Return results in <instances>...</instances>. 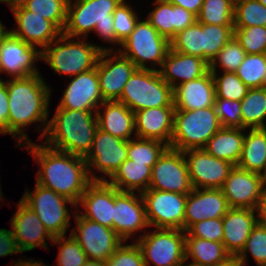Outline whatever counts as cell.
I'll use <instances>...</instances> for the list:
<instances>
[{"mask_svg": "<svg viewBox=\"0 0 266 266\" xmlns=\"http://www.w3.org/2000/svg\"><path fill=\"white\" fill-rule=\"evenodd\" d=\"M7 91L9 135L14 138L19 147H22L23 142V144L32 142L28 138L25 129L32 124L40 122L41 126L38 124L35 126L40 131L38 138L43 141L50 114L49 104L52 89L44 81L42 74H35L24 78H10L7 80Z\"/></svg>", "mask_w": 266, "mask_h": 266, "instance_id": "obj_1", "label": "cell"}, {"mask_svg": "<svg viewBox=\"0 0 266 266\" xmlns=\"http://www.w3.org/2000/svg\"><path fill=\"white\" fill-rule=\"evenodd\" d=\"M22 144L40 166L36 183L53 190L78 205L87 186L92 182L84 157L54 150L46 145Z\"/></svg>", "mask_w": 266, "mask_h": 266, "instance_id": "obj_2", "label": "cell"}, {"mask_svg": "<svg viewBox=\"0 0 266 266\" xmlns=\"http://www.w3.org/2000/svg\"><path fill=\"white\" fill-rule=\"evenodd\" d=\"M97 111L55 109L48 120L44 145L57 151L85 157L98 129Z\"/></svg>", "mask_w": 266, "mask_h": 266, "instance_id": "obj_3", "label": "cell"}, {"mask_svg": "<svg viewBox=\"0 0 266 266\" xmlns=\"http://www.w3.org/2000/svg\"><path fill=\"white\" fill-rule=\"evenodd\" d=\"M121 1L69 0L62 34L72 38H87L90 32H94L103 43L115 45L119 50L121 43L114 32L113 12Z\"/></svg>", "mask_w": 266, "mask_h": 266, "instance_id": "obj_4", "label": "cell"}, {"mask_svg": "<svg viewBox=\"0 0 266 266\" xmlns=\"http://www.w3.org/2000/svg\"><path fill=\"white\" fill-rule=\"evenodd\" d=\"M103 51H117L85 41V38H72L61 34L42 50V59L59 75L67 78L96 68Z\"/></svg>", "mask_w": 266, "mask_h": 266, "instance_id": "obj_5", "label": "cell"}, {"mask_svg": "<svg viewBox=\"0 0 266 266\" xmlns=\"http://www.w3.org/2000/svg\"><path fill=\"white\" fill-rule=\"evenodd\" d=\"M132 112L153 107H175L173 88L162 79L159 71L136 69L118 100Z\"/></svg>", "mask_w": 266, "mask_h": 266, "instance_id": "obj_6", "label": "cell"}, {"mask_svg": "<svg viewBox=\"0 0 266 266\" xmlns=\"http://www.w3.org/2000/svg\"><path fill=\"white\" fill-rule=\"evenodd\" d=\"M214 107L197 110H176L170 148L185 151L201 149L221 128Z\"/></svg>", "mask_w": 266, "mask_h": 266, "instance_id": "obj_7", "label": "cell"}, {"mask_svg": "<svg viewBox=\"0 0 266 266\" xmlns=\"http://www.w3.org/2000/svg\"><path fill=\"white\" fill-rule=\"evenodd\" d=\"M169 49L170 42L146 19H139L134 31L121 43L118 51L130 59L137 69L159 71L157 67L162 66Z\"/></svg>", "mask_w": 266, "mask_h": 266, "instance_id": "obj_8", "label": "cell"}, {"mask_svg": "<svg viewBox=\"0 0 266 266\" xmlns=\"http://www.w3.org/2000/svg\"><path fill=\"white\" fill-rule=\"evenodd\" d=\"M20 200L37 214L53 237L65 236L70 228L71 213L66 205H72L77 210L74 202L37 183L33 192L25 189Z\"/></svg>", "mask_w": 266, "mask_h": 266, "instance_id": "obj_9", "label": "cell"}, {"mask_svg": "<svg viewBox=\"0 0 266 266\" xmlns=\"http://www.w3.org/2000/svg\"><path fill=\"white\" fill-rule=\"evenodd\" d=\"M138 236L133 240L141 249L145 266H180L185 259L186 232L181 229L154 228Z\"/></svg>", "mask_w": 266, "mask_h": 266, "instance_id": "obj_10", "label": "cell"}, {"mask_svg": "<svg viewBox=\"0 0 266 266\" xmlns=\"http://www.w3.org/2000/svg\"><path fill=\"white\" fill-rule=\"evenodd\" d=\"M128 157V141L97 129L91 149L84 157L92 181H107ZM102 176L95 175L96 171Z\"/></svg>", "mask_w": 266, "mask_h": 266, "instance_id": "obj_11", "label": "cell"}, {"mask_svg": "<svg viewBox=\"0 0 266 266\" xmlns=\"http://www.w3.org/2000/svg\"><path fill=\"white\" fill-rule=\"evenodd\" d=\"M141 196L150 228L184 231L187 194L147 189Z\"/></svg>", "mask_w": 266, "mask_h": 266, "instance_id": "obj_12", "label": "cell"}, {"mask_svg": "<svg viewBox=\"0 0 266 266\" xmlns=\"http://www.w3.org/2000/svg\"><path fill=\"white\" fill-rule=\"evenodd\" d=\"M73 212L77 227H73L70 234L88 259L107 261L124 241L112 228L83 218L78 210Z\"/></svg>", "mask_w": 266, "mask_h": 266, "instance_id": "obj_13", "label": "cell"}, {"mask_svg": "<svg viewBox=\"0 0 266 266\" xmlns=\"http://www.w3.org/2000/svg\"><path fill=\"white\" fill-rule=\"evenodd\" d=\"M149 189L188 194L193 190L182 151L168 147L154 164Z\"/></svg>", "mask_w": 266, "mask_h": 266, "instance_id": "obj_14", "label": "cell"}, {"mask_svg": "<svg viewBox=\"0 0 266 266\" xmlns=\"http://www.w3.org/2000/svg\"><path fill=\"white\" fill-rule=\"evenodd\" d=\"M41 59L42 51L38 47L25 43L11 32L0 43V73L12 79L41 74L36 66V61Z\"/></svg>", "mask_w": 266, "mask_h": 266, "instance_id": "obj_15", "label": "cell"}, {"mask_svg": "<svg viewBox=\"0 0 266 266\" xmlns=\"http://www.w3.org/2000/svg\"><path fill=\"white\" fill-rule=\"evenodd\" d=\"M136 194V195H135ZM113 230L124 241L150 228L141 193L121 192L114 187Z\"/></svg>", "mask_w": 266, "mask_h": 266, "instance_id": "obj_16", "label": "cell"}, {"mask_svg": "<svg viewBox=\"0 0 266 266\" xmlns=\"http://www.w3.org/2000/svg\"><path fill=\"white\" fill-rule=\"evenodd\" d=\"M96 69L104 101H115L121 98L124 86L137 68L117 50L101 52Z\"/></svg>", "mask_w": 266, "mask_h": 266, "instance_id": "obj_17", "label": "cell"}, {"mask_svg": "<svg viewBox=\"0 0 266 266\" xmlns=\"http://www.w3.org/2000/svg\"><path fill=\"white\" fill-rule=\"evenodd\" d=\"M266 189L263 175L243 170L237 166L230 171L221 190L230 208H251L256 210Z\"/></svg>", "mask_w": 266, "mask_h": 266, "instance_id": "obj_18", "label": "cell"}, {"mask_svg": "<svg viewBox=\"0 0 266 266\" xmlns=\"http://www.w3.org/2000/svg\"><path fill=\"white\" fill-rule=\"evenodd\" d=\"M183 154L193 188L221 189L235 166L231 162L213 157L204 148L188 149Z\"/></svg>", "mask_w": 266, "mask_h": 266, "instance_id": "obj_19", "label": "cell"}, {"mask_svg": "<svg viewBox=\"0 0 266 266\" xmlns=\"http://www.w3.org/2000/svg\"><path fill=\"white\" fill-rule=\"evenodd\" d=\"M67 84L57 108L97 111L104 102L99 86L97 69L76 76Z\"/></svg>", "mask_w": 266, "mask_h": 266, "instance_id": "obj_20", "label": "cell"}, {"mask_svg": "<svg viewBox=\"0 0 266 266\" xmlns=\"http://www.w3.org/2000/svg\"><path fill=\"white\" fill-rule=\"evenodd\" d=\"M11 11L17 28L9 29L10 32L25 43L39 47L41 51L62 34L52 21L29 12L23 6L15 7Z\"/></svg>", "mask_w": 266, "mask_h": 266, "instance_id": "obj_21", "label": "cell"}, {"mask_svg": "<svg viewBox=\"0 0 266 266\" xmlns=\"http://www.w3.org/2000/svg\"><path fill=\"white\" fill-rule=\"evenodd\" d=\"M229 209L221 189L193 188L187 194L184 231L204 219L223 218Z\"/></svg>", "mask_w": 266, "mask_h": 266, "instance_id": "obj_22", "label": "cell"}, {"mask_svg": "<svg viewBox=\"0 0 266 266\" xmlns=\"http://www.w3.org/2000/svg\"><path fill=\"white\" fill-rule=\"evenodd\" d=\"M11 230L22 252L31 251L37 247L48 249L46 237L52 241L54 237L41 223L37 214L21 200L10 221Z\"/></svg>", "mask_w": 266, "mask_h": 266, "instance_id": "obj_23", "label": "cell"}, {"mask_svg": "<svg viewBox=\"0 0 266 266\" xmlns=\"http://www.w3.org/2000/svg\"><path fill=\"white\" fill-rule=\"evenodd\" d=\"M76 207H83V218L113 229L114 186L107 181H92Z\"/></svg>", "mask_w": 266, "mask_h": 266, "instance_id": "obj_24", "label": "cell"}, {"mask_svg": "<svg viewBox=\"0 0 266 266\" xmlns=\"http://www.w3.org/2000/svg\"><path fill=\"white\" fill-rule=\"evenodd\" d=\"M175 107H153L134 112L136 137L154 139L170 146Z\"/></svg>", "mask_w": 266, "mask_h": 266, "instance_id": "obj_25", "label": "cell"}, {"mask_svg": "<svg viewBox=\"0 0 266 266\" xmlns=\"http://www.w3.org/2000/svg\"><path fill=\"white\" fill-rule=\"evenodd\" d=\"M209 71V64L202 58L168 50L159 70L162 79L172 88L195 80Z\"/></svg>", "mask_w": 266, "mask_h": 266, "instance_id": "obj_26", "label": "cell"}, {"mask_svg": "<svg viewBox=\"0 0 266 266\" xmlns=\"http://www.w3.org/2000/svg\"><path fill=\"white\" fill-rule=\"evenodd\" d=\"M222 220V243L231 256H237L257 224V212L251 208H230Z\"/></svg>", "mask_w": 266, "mask_h": 266, "instance_id": "obj_27", "label": "cell"}, {"mask_svg": "<svg viewBox=\"0 0 266 266\" xmlns=\"http://www.w3.org/2000/svg\"><path fill=\"white\" fill-rule=\"evenodd\" d=\"M152 4L155 8L147 14L146 20L169 42L178 32L197 21L193 13L167 0H155Z\"/></svg>", "mask_w": 266, "mask_h": 266, "instance_id": "obj_28", "label": "cell"}, {"mask_svg": "<svg viewBox=\"0 0 266 266\" xmlns=\"http://www.w3.org/2000/svg\"><path fill=\"white\" fill-rule=\"evenodd\" d=\"M176 110H197L214 106L215 82L209 70L202 77L187 81L173 88Z\"/></svg>", "mask_w": 266, "mask_h": 266, "instance_id": "obj_29", "label": "cell"}, {"mask_svg": "<svg viewBox=\"0 0 266 266\" xmlns=\"http://www.w3.org/2000/svg\"><path fill=\"white\" fill-rule=\"evenodd\" d=\"M96 118L98 129L112 136L127 141L136 137L134 112L118 100L104 101L97 109Z\"/></svg>", "mask_w": 266, "mask_h": 266, "instance_id": "obj_30", "label": "cell"}, {"mask_svg": "<svg viewBox=\"0 0 266 266\" xmlns=\"http://www.w3.org/2000/svg\"><path fill=\"white\" fill-rule=\"evenodd\" d=\"M245 128L221 127L204 149L213 157L237 166L244 144Z\"/></svg>", "mask_w": 266, "mask_h": 266, "instance_id": "obj_31", "label": "cell"}, {"mask_svg": "<svg viewBox=\"0 0 266 266\" xmlns=\"http://www.w3.org/2000/svg\"><path fill=\"white\" fill-rule=\"evenodd\" d=\"M151 171L146 164L126 159L107 182L121 192L142 193L149 189Z\"/></svg>", "mask_w": 266, "mask_h": 266, "instance_id": "obj_32", "label": "cell"}, {"mask_svg": "<svg viewBox=\"0 0 266 266\" xmlns=\"http://www.w3.org/2000/svg\"><path fill=\"white\" fill-rule=\"evenodd\" d=\"M237 167L263 176L266 175V128L250 129L245 133Z\"/></svg>", "mask_w": 266, "mask_h": 266, "instance_id": "obj_33", "label": "cell"}, {"mask_svg": "<svg viewBox=\"0 0 266 266\" xmlns=\"http://www.w3.org/2000/svg\"><path fill=\"white\" fill-rule=\"evenodd\" d=\"M231 256L222 242L203 240L197 237L185 238V259L208 266H215Z\"/></svg>", "mask_w": 266, "mask_h": 266, "instance_id": "obj_34", "label": "cell"}, {"mask_svg": "<svg viewBox=\"0 0 266 266\" xmlns=\"http://www.w3.org/2000/svg\"><path fill=\"white\" fill-rule=\"evenodd\" d=\"M240 102L242 128H266V88H249Z\"/></svg>", "mask_w": 266, "mask_h": 266, "instance_id": "obj_35", "label": "cell"}, {"mask_svg": "<svg viewBox=\"0 0 266 266\" xmlns=\"http://www.w3.org/2000/svg\"><path fill=\"white\" fill-rule=\"evenodd\" d=\"M203 59L210 64L218 52L234 37V25L202 24Z\"/></svg>", "mask_w": 266, "mask_h": 266, "instance_id": "obj_36", "label": "cell"}, {"mask_svg": "<svg viewBox=\"0 0 266 266\" xmlns=\"http://www.w3.org/2000/svg\"><path fill=\"white\" fill-rule=\"evenodd\" d=\"M168 147L167 144L158 140L135 137L128 140L127 159L152 168Z\"/></svg>", "mask_w": 266, "mask_h": 266, "instance_id": "obj_37", "label": "cell"}, {"mask_svg": "<svg viewBox=\"0 0 266 266\" xmlns=\"http://www.w3.org/2000/svg\"><path fill=\"white\" fill-rule=\"evenodd\" d=\"M235 3L231 0H204L197 22L214 25H234Z\"/></svg>", "mask_w": 266, "mask_h": 266, "instance_id": "obj_38", "label": "cell"}, {"mask_svg": "<svg viewBox=\"0 0 266 266\" xmlns=\"http://www.w3.org/2000/svg\"><path fill=\"white\" fill-rule=\"evenodd\" d=\"M170 48L176 52L203 59L202 23L196 21L192 26L178 32L170 41Z\"/></svg>", "mask_w": 266, "mask_h": 266, "instance_id": "obj_39", "label": "cell"}, {"mask_svg": "<svg viewBox=\"0 0 266 266\" xmlns=\"http://www.w3.org/2000/svg\"><path fill=\"white\" fill-rule=\"evenodd\" d=\"M69 0H27L22 6L29 12L52 21L61 31L66 23Z\"/></svg>", "mask_w": 266, "mask_h": 266, "instance_id": "obj_40", "label": "cell"}, {"mask_svg": "<svg viewBox=\"0 0 266 266\" xmlns=\"http://www.w3.org/2000/svg\"><path fill=\"white\" fill-rule=\"evenodd\" d=\"M266 27V6L258 0H241L235 3L234 28Z\"/></svg>", "mask_w": 266, "mask_h": 266, "instance_id": "obj_41", "label": "cell"}, {"mask_svg": "<svg viewBox=\"0 0 266 266\" xmlns=\"http://www.w3.org/2000/svg\"><path fill=\"white\" fill-rule=\"evenodd\" d=\"M266 72V54H247L235 71L248 88H261Z\"/></svg>", "mask_w": 266, "mask_h": 266, "instance_id": "obj_42", "label": "cell"}, {"mask_svg": "<svg viewBox=\"0 0 266 266\" xmlns=\"http://www.w3.org/2000/svg\"><path fill=\"white\" fill-rule=\"evenodd\" d=\"M211 73L215 82V98L241 101L247 95L249 88L235 72L218 73V71H211Z\"/></svg>", "mask_w": 266, "mask_h": 266, "instance_id": "obj_43", "label": "cell"}, {"mask_svg": "<svg viewBox=\"0 0 266 266\" xmlns=\"http://www.w3.org/2000/svg\"><path fill=\"white\" fill-rule=\"evenodd\" d=\"M246 55L247 53L235 37H232L211 61L209 70L220 71L218 68H221V72H235L244 61Z\"/></svg>", "mask_w": 266, "mask_h": 266, "instance_id": "obj_44", "label": "cell"}, {"mask_svg": "<svg viewBox=\"0 0 266 266\" xmlns=\"http://www.w3.org/2000/svg\"><path fill=\"white\" fill-rule=\"evenodd\" d=\"M248 252L254 258L257 266H266V226L257 223L243 249L237 255L244 265L248 263Z\"/></svg>", "mask_w": 266, "mask_h": 266, "instance_id": "obj_45", "label": "cell"}, {"mask_svg": "<svg viewBox=\"0 0 266 266\" xmlns=\"http://www.w3.org/2000/svg\"><path fill=\"white\" fill-rule=\"evenodd\" d=\"M68 238V239H67ZM51 244H57V266H81L87 261V255L70 234L68 237L57 236L51 241Z\"/></svg>", "mask_w": 266, "mask_h": 266, "instance_id": "obj_46", "label": "cell"}, {"mask_svg": "<svg viewBox=\"0 0 266 266\" xmlns=\"http://www.w3.org/2000/svg\"><path fill=\"white\" fill-rule=\"evenodd\" d=\"M234 37L247 54H266V27L234 28Z\"/></svg>", "mask_w": 266, "mask_h": 266, "instance_id": "obj_47", "label": "cell"}, {"mask_svg": "<svg viewBox=\"0 0 266 266\" xmlns=\"http://www.w3.org/2000/svg\"><path fill=\"white\" fill-rule=\"evenodd\" d=\"M138 13L126 0H122L113 12V28L116 39L122 43L135 29Z\"/></svg>", "mask_w": 266, "mask_h": 266, "instance_id": "obj_48", "label": "cell"}, {"mask_svg": "<svg viewBox=\"0 0 266 266\" xmlns=\"http://www.w3.org/2000/svg\"><path fill=\"white\" fill-rule=\"evenodd\" d=\"M213 107L222 127L242 128L240 101L215 98Z\"/></svg>", "mask_w": 266, "mask_h": 266, "instance_id": "obj_49", "label": "cell"}, {"mask_svg": "<svg viewBox=\"0 0 266 266\" xmlns=\"http://www.w3.org/2000/svg\"><path fill=\"white\" fill-rule=\"evenodd\" d=\"M107 259L106 266H145L140 247L133 241V244H124Z\"/></svg>", "mask_w": 266, "mask_h": 266, "instance_id": "obj_50", "label": "cell"}, {"mask_svg": "<svg viewBox=\"0 0 266 266\" xmlns=\"http://www.w3.org/2000/svg\"><path fill=\"white\" fill-rule=\"evenodd\" d=\"M185 232L186 237L222 242L223 220L222 218L204 219L191 225Z\"/></svg>", "mask_w": 266, "mask_h": 266, "instance_id": "obj_51", "label": "cell"}, {"mask_svg": "<svg viewBox=\"0 0 266 266\" xmlns=\"http://www.w3.org/2000/svg\"><path fill=\"white\" fill-rule=\"evenodd\" d=\"M17 253L23 252L20 250L12 230L0 228V258Z\"/></svg>", "mask_w": 266, "mask_h": 266, "instance_id": "obj_52", "label": "cell"}, {"mask_svg": "<svg viewBox=\"0 0 266 266\" xmlns=\"http://www.w3.org/2000/svg\"><path fill=\"white\" fill-rule=\"evenodd\" d=\"M9 103L7 81L0 79V134H8Z\"/></svg>", "mask_w": 266, "mask_h": 266, "instance_id": "obj_53", "label": "cell"}, {"mask_svg": "<svg viewBox=\"0 0 266 266\" xmlns=\"http://www.w3.org/2000/svg\"><path fill=\"white\" fill-rule=\"evenodd\" d=\"M173 5L183 7L189 12L193 13L196 17L198 16L204 0H167Z\"/></svg>", "mask_w": 266, "mask_h": 266, "instance_id": "obj_54", "label": "cell"}, {"mask_svg": "<svg viewBox=\"0 0 266 266\" xmlns=\"http://www.w3.org/2000/svg\"><path fill=\"white\" fill-rule=\"evenodd\" d=\"M256 212L257 223L266 226V189L258 202Z\"/></svg>", "mask_w": 266, "mask_h": 266, "instance_id": "obj_55", "label": "cell"}, {"mask_svg": "<svg viewBox=\"0 0 266 266\" xmlns=\"http://www.w3.org/2000/svg\"><path fill=\"white\" fill-rule=\"evenodd\" d=\"M39 259L35 260H31V258L29 259H23L22 257L20 259H18L17 262H14L13 266H49L47 265L45 262L43 261H38Z\"/></svg>", "mask_w": 266, "mask_h": 266, "instance_id": "obj_56", "label": "cell"}, {"mask_svg": "<svg viewBox=\"0 0 266 266\" xmlns=\"http://www.w3.org/2000/svg\"><path fill=\"white\" fill-rule=\"evenodd\" d=\"M215 266H245L237 256H229L225 261Z\"/></svg>", "mask_w": 266, "mask_h": 266, "instance_id": "obj_57", "label": "cell"}, {"mask_svg": "<svg viewBox=\"0 0 266 266\" xmlns=\"http://www.w3.org/2000/svg\"><path fill=\"white\" fill-rule=\"evenodd\" d=\"M27 0H0L2 3L8 4L9 9L22 6Z\"/></svg>", "mask_w": 266, "mask_h": 266, "instance_id": "obj_58", "label": "cell"}, {"mask_svg": "<svg viewBox=\"0 0 266 266\" xmlns=\"http://www.w3.org/2000/svg\"><path fill=\"white\" fill-rule=\"evenodd\" d=\"M81 266H106V261L87 259Z\"/></svg>", "mask_w": 266, "mask_h": 266, "instance_id": "obj_59", "label": "cell"}, {"mask_svg": "<svg viewBox=\"0 0 266 266\" xmlns=\"http://www.w3.org/2000/svg\"><path fill=\"white\" fill-rule=\"evenodd\" d=\"M9 32L10 30H7L5 25L2 24V21H0V43Z\"/></svg>", "mask_w": 266, "mask_h": 266, "instance_id": "obj_60", "label": "cell"}, {"mask_svg": "<svg viewBox=\"0 0 266 266\" xmlns=\"http://www.w3.org/2000/svg\"><path fill=\"white\" fill-rule=\"evenodd\" d=\"M187 261H188L187 259H184L180 266H208V265H204V264L197 263L194 261H190L188 264L186 263V265H185V262H187Z\"/></svg>", "mask_w": 266, "mask_h": 266, "instance_id": "obj_61", "label": "cell"}, {"mask_svg": "<svg viewBox=\"0 0 266 266\" xmlns=\"http://www.w3.org/2000/svg\"><path fill=\"white\" fill-rule=\"evenodd\" d=\"M3 192H2V189H1V186H0V201H4V198H3Z\"/></svg>", "mask_w": 266, "mask_h": 266, "instance_id": "obj_62", "label": "cell"}, {"mask_svg": "<svg viewBox=\"0 0 266 266\" xmlns=\"http://www.w3.org/2000/svg\"><path fill=\"white\" fill-rule=\"evenodd\" d=\"M260 3H262L264 6H266V0H258Z\"/></svg>", "mask_w": 266, "mask_h": 266, "instance_id": "obj_63", "label": "cell"}, {"mask_svg": "<svg viewBox=\"0 0 266 266\" xmlns=\"http://www.w3.org/2000/svg\"><path fill=\"white\" fill-rule=\"evenodd\" d=\"M263 87L266 88V72H265V77H264V84H263Z\"/></svg>", "mask_w": 266, "mask_h": 266, "instance_id": "obj_64", "label": "cell"}, {"mask_svg": "<svg viewBox=\"0 0 266 266\" xmlns=\"http://www.w3.org/2000/svg\"><path fill=\"white\" fill-rule=\"evenodd\" d=\"M231 1L234 2V3H237V2H239L241 0H231Z\"/></svg>", "mask_w": 266, "mask_h": 266, "instance_id": "obj_65", "label": "cell"}]
</instances>
